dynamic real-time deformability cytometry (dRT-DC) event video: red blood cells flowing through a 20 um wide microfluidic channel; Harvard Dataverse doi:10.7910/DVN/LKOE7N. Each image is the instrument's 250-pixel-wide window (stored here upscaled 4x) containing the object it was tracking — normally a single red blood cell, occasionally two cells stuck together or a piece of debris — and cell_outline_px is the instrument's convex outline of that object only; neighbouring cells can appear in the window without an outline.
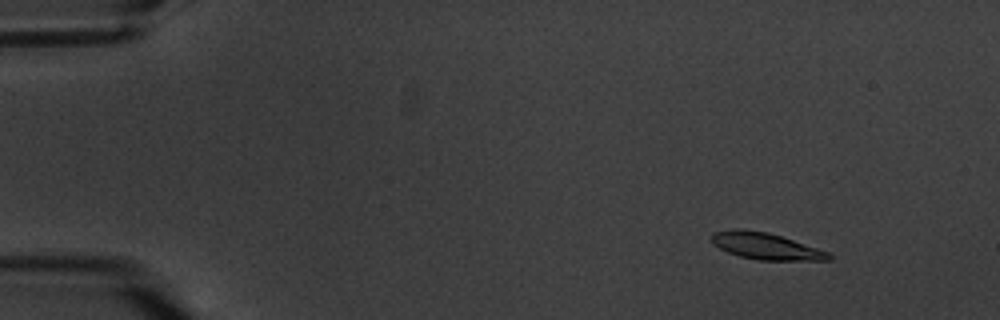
{"species": "common noctule bat (a hibernating species)", "species_latin": "Nyctalus noctula", "temperature_condition": "warm", "stored_images_in_passage": 6, "camera_frame_rate_fps": 3000, "um_per_image_px": 0.085, "animal": {"sex": "male", "body_mass_g": 20.1, "forearm_length_mm": 53.5}, "frame": {"image": 1, "passage_image": 2, "time_ms": 1.0, "image_size_px": [1000, 320], "cell_outline_px": [[832, 260], [756, 260], [740, 256], [728, 252], [712, 244], [708, 236], [712, 232], [732, 228], [740, 228], [768, 232], [828, 252], [832, 256]], "centroid_in_image_um": [64.99, 20.9], "position_along_channel_um": 20.0, "area_um2": 18.26}}
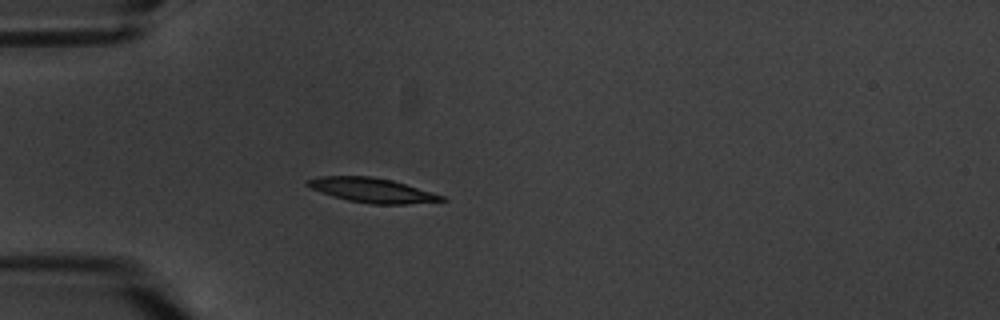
{"frame": {"image": 2, "passage_image": 5, "time_ms": 4.667, "image_size_px": [1000, 320], "cell_outline_px": [[448, 200], [408, 204], [372, 204], [348, 200], [332, 196], [320, 192], [304, 184], [304, 180], [320, 176], [372, 176], [392, 180], [444, 196]], "centroid_in_image_um": [31.58, 16.16], "position_along_channel_um": 53.4, "area_um2": 19.13}}